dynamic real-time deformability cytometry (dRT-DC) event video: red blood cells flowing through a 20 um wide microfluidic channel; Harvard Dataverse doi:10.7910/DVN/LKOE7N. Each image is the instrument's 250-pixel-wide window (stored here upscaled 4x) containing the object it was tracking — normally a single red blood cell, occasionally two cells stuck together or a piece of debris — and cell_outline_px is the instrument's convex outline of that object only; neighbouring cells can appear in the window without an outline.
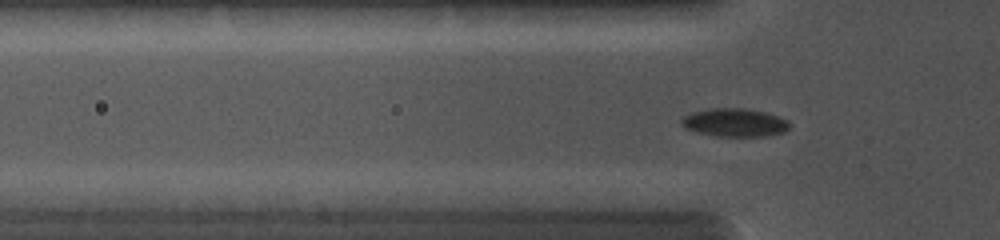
{"species": "common noctule bat (a hibernating species)", "species_latin": "Nyctalus noctula", "temperature_condition": "cold", "stored_images_in_passage": 48, "camera_frame_rate_fps": 5000, "um_per_image_px": 0.085, "animal": {"sex": "female", "body_mass_g": 19.0, "forearm_length_mm": 56.7}, "frame": {"image": 1, "passage_image": 3, "time_ms": 0.4, "image_size_px": [1000, 240], "cell_outline_px": [[788, 128], [784, 132], [768, 136], [716, 136], [696, 132], [684, 128], [680, 120], [684, 116], [692, 112], [708, 108], [744, 108], [764, 112], [780, 116], [788, 120]], "centroid_in_image_um": [62.43, 10.41], "position_along_channel_um": 63.4, "area_um2": 17.86}}
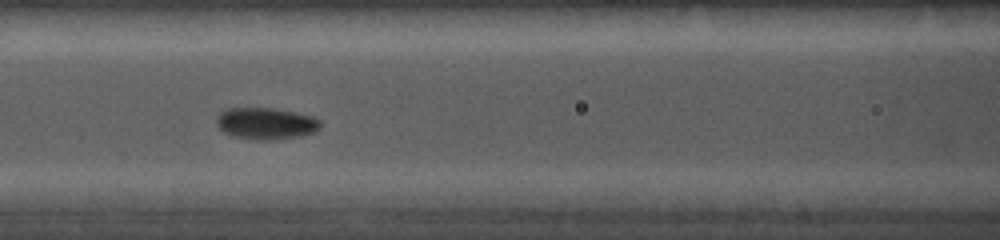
{"frame": {"image": 2, "passage_image": 15, "time_ms": 2.2, "image_size_px": [1000, 240], "cell_outline_px": [[320, 128], [312, 132], [300, 136], [264, 140], [256, 140], [232, 136], [224, 132], [216, 124], [216, 116], [220, 112], [228, 108], [272, 108], [296, 112], [312, 116], [320, 120]], "centroid_in_image_um": [22.57, 10.48], "position_along_channel_um": 144.0, "area_um2": 19.13}}
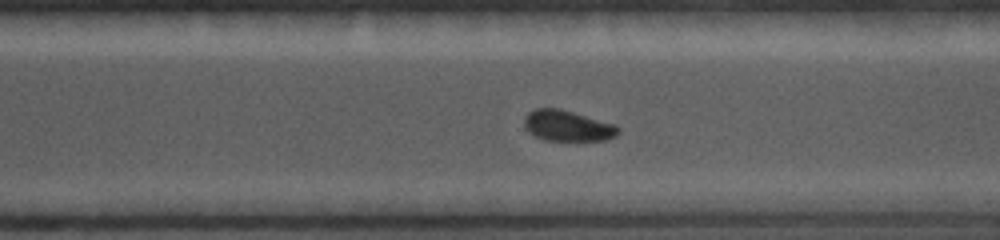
{"frame": {"image": 3, "passage_image": 41, "time_ms": 6.2, "image_size_px": [1000, 240], "cell_outline_px": [[620, 132], [616, 136], [604, 140], [544, 140], [536, 136], [524, 124], [524, 116], [528, 112], [536, 108], [560, 108], [616, 124], [620, 128]], "centroid_in_image_um": [48.28, 10.67], "position_along_channel_um": 322.3, "area_um2": 16.82}}